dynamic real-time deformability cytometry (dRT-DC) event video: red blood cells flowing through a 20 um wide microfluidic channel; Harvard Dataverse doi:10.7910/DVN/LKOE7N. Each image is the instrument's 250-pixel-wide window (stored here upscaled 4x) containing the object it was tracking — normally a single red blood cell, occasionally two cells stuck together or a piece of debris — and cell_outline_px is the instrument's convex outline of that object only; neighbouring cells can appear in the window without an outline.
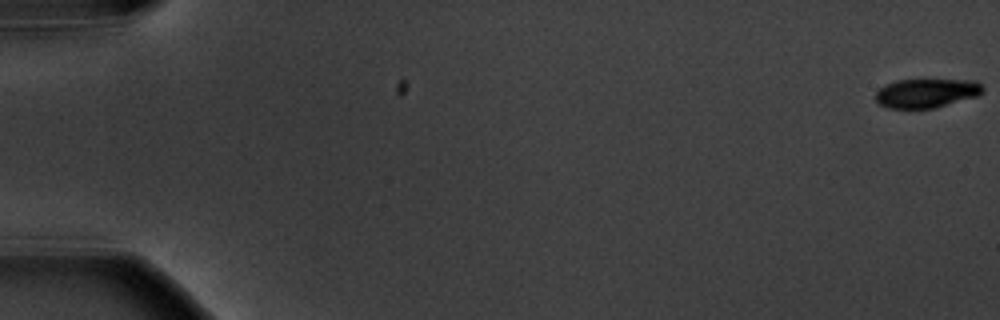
{"species": "common noctule bat (a hibernating species)", "species_latin": "Nyctalus noctula", "temperature_condition": "warm", "stored_images_in_passage": 4, "camera_frame_rate_fps": 3000, "um_per_image_px": 0.085, "animal": {"sex": "male", "body_mass_g": 20.1, "forearm_length_mm": 53.5}, "frame": {"image": 1, "passage_image": 1, "time_ms": 0.0, "image_size_px": [1000, 320], "cell_outline_px": [[984, 92], [976, 96], [936, 108], [888, 108], [880, 104], [876, 100], [876, 92], [884, 84], [896, 80], [976, 80], [984, 88]], "centroid_in_image_um": [78.75, 7.91], "position_along_channel_um": 6.2, "area_um2": 18.15}}